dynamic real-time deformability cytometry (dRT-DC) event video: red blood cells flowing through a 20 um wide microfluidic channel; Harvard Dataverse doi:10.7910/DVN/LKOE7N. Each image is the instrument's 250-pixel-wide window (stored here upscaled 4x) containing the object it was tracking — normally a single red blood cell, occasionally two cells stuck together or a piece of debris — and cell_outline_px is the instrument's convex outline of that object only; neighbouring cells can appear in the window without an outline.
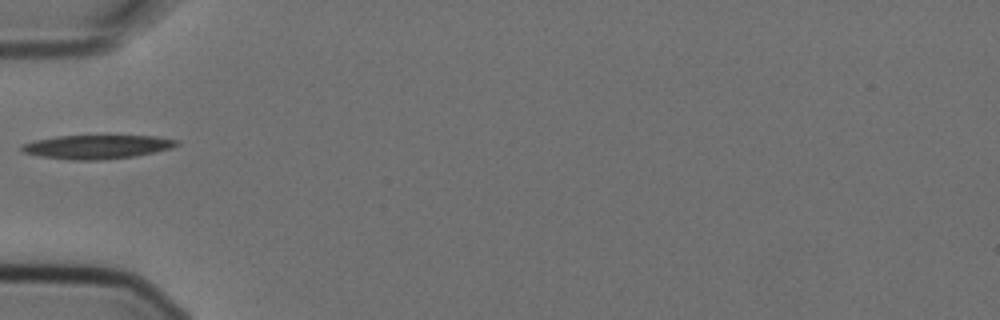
{"species": "Egyptian fruit bat (a non-hibernating species)", "species_latin": "Rousettus aegyptiacus", "temperature_condition": "cold", "stored_images_in_passage": 5, "camera_frame_rate_fps": 3000, "um_per_image_px": 0.085, "animal": {"sex": "female"}, "frame": {"image": 1, "passage_image": 4, "time_ms": 1.0, "image_size_px": [1000, 320], "cell_outline_px": [[180, 144], [172, 148], [136, 156], [100, 160], [72, 160], [40, 156], [24, 152], [20, 148], [20, 144], [36, 140], [56, 136], [156, 136], [180, 140]], "centroid_in_image_um": [8.27, 12.48], "position_along_channel_um": 76.7, "area_um2": 21.56}}
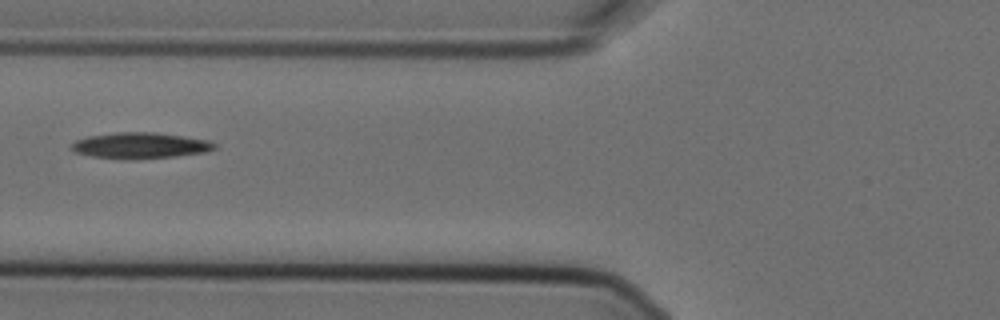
{"frame": {"image": 2, "passage_image": 5, "time_ms": 1.333, "image_size_px": [1000, 320], "cell_outline_px": [[216, 148], [208, 152], [176, 156], [92, 156], [76, 152], [68, 148], [76, 140], [88, 136], [116, 132], [156, 132], [208, 140], [216, 144]], "centroid_in_image_um": [11.96, 12.31], "position_along_channel_um": 113.8, "area_um2": 20.58}}